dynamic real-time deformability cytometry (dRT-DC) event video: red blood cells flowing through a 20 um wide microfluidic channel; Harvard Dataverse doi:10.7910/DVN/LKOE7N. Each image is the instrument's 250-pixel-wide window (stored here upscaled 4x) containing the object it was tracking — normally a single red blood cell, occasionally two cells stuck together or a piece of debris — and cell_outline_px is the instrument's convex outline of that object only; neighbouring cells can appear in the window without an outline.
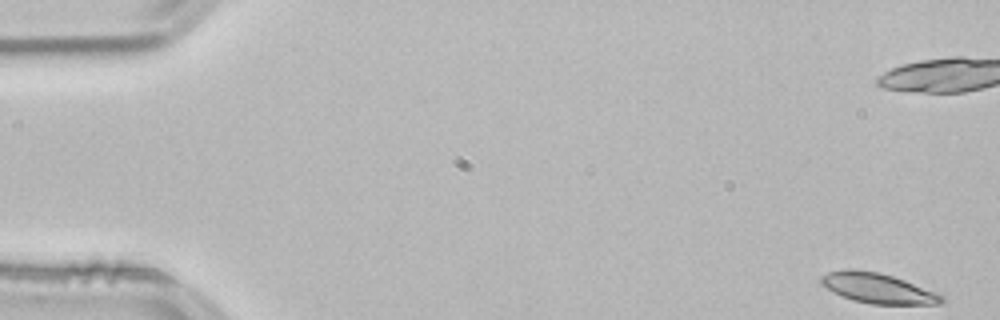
{"species": "common noctule bat (a hibernating species)", "species_latin": "Nyctalus noctula", "temperature_condition": "room temperature", "stored_images_in_passage": 13, "camera_frame_rate_fps": 3000, "um_per_image_px": 0.085, "animal": {"sex": "male", "body_mass_g": 21.5, "forearm_length_mm": 52.0}, "frame": {"image": 1, "passage_image": 1, "time_ms": 0.0, "image_size_px": [1000, 320], "cell_outline_px": [[944, 300], [940, 304], [872, 304], [852, 300], [832, 292], [820, 284], [820, 276], [828, 272], [844, 268], [852, 268], [880, 272], [904, 280], [944, 296]], "centroid_in_image_um": [74.53, 24.48], "position_along_channel_um": 10.5, "area_um2": 21.21}}